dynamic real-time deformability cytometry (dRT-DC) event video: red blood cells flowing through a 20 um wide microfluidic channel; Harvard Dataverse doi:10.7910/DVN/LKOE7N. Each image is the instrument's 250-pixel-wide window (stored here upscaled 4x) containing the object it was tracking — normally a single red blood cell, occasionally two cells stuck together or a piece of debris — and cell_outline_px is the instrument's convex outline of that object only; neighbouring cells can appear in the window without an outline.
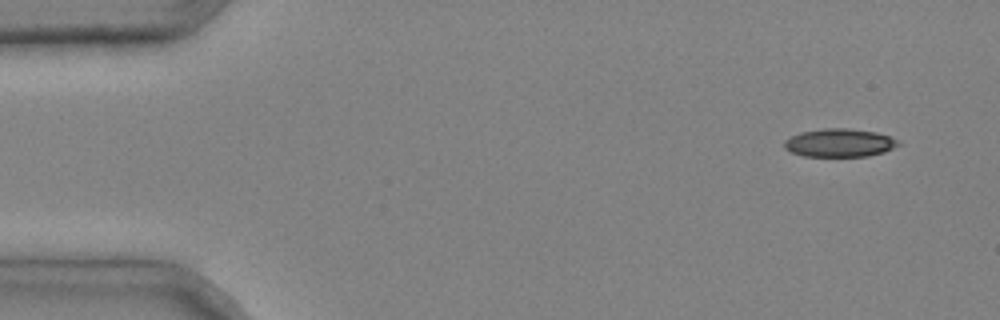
{"species": "common noctule bat (a hibernating species)", "species_latin": "Nyctalus noctula", "temperature_condition": "cold", "stored_images_in_passage": 4, "camera_frame_rate_fps": 3000, "um_per_image_px": 0.085, "animal": {"sex": "male", "body_mass_g": 20.4}, "frame": {"image": 1, "passage_image": 1, "time_ms": 0.0, "image_size_px": [1000, 320], "cell_outline_px": [[900, 144], [884, 152], [868, 156], [804, 156], [792, 152], [784, 148], [784, 140], [800, 132], [824, 128], [844, 128], [876, 132], [888, 136], [896, 140]], "centroid_in_image_um": [71.32, 12.14], "position_along_channel_um": 13.7, "area_um2": 18.55}}
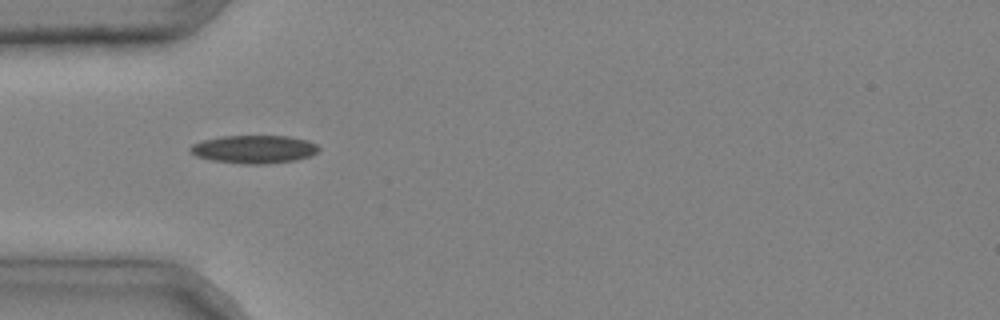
{"frame": {"image": 2, "passage_image": 4, "time_ms": 1.0, "image_size_px": [1000, 320], "cell_outline_px": [[320, 148], [316, 152], [308, 156], [292, 160], [264, 164], [244, 164], [212, 160], [196, 156], [188, 152], [188, 148], [192, 144], [204, 140], [220, 136], [288, 136], [308, 140], [316, 144]], "centroid_in_image_um": [21.54, 12.68], "position_along_channel_um": 63.5, "area_um2": 20.92}}